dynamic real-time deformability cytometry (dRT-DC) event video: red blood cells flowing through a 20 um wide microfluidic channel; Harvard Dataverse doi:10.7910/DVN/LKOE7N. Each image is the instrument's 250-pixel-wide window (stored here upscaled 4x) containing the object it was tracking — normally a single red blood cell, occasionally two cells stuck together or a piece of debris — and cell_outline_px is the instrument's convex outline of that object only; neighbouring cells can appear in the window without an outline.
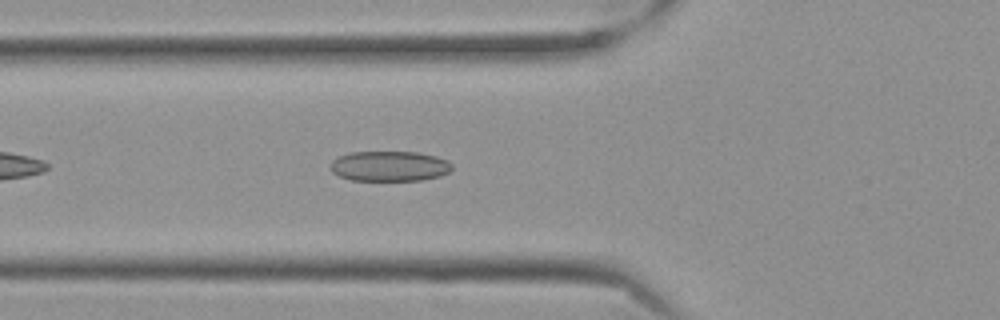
{"species": "Egyptian fruit bat (a non-hibernating species)", "species_latin": "Rousettus aegyptiacus", "temperature_condition": "cold", "stored_images_in_passage": 25, "camera_frame_rate_fps": 3000, "um_per_image_px": 0.085, "frame": {"image": 1, "passage_image": 3, "time_ms": 0.667, "image_size_px": [1000, 320], "cell_outline_px": [[452, 168], [448, 172], [440, 176], [420, 180], [352, 180], [340, 176], [332, 172], [332, 160], [340, 156], [352, 152], [416, 152], [436, 156], [448, 160], [452, 164]], "centroid_in_image_um": [33.14, 14.12], "position_along_channel_um": 92.7, "area_um2": 21.21}}
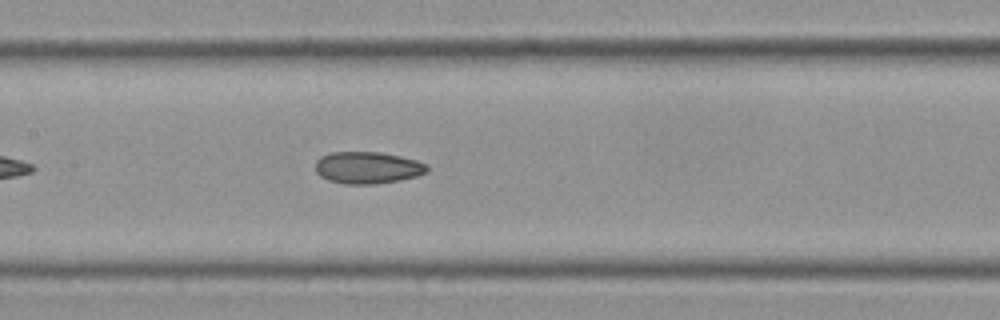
{"frame": {"image": 2, "passage_image": 10, "time_ms": 3.0, "image_size_px": [1000, 320], "cell_outline_px": [[428, 172], [416, 176], [400, 180], [376, 184], [344, 184], [328, 180], [320, 176], [316, 172], [316, 160], [320, 156], [328, 152], [380, 152], [400, 156], [416, 160], [424, 164], [428, 168]], "centroid_in_image_um": [31.21, 14.25], "position_along_channel_um": 176.2, "area_um2": 20.87}}
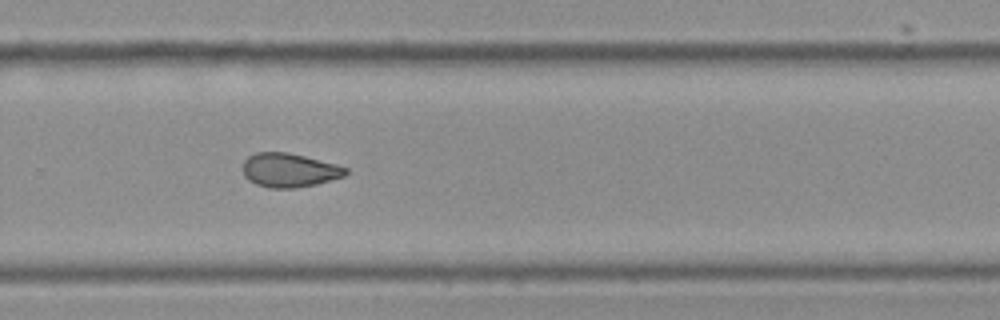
{"frame": {"image": 3, "passage_image": 21, "time_ms": 6.667, "image_size_px": [1000, 320], "cell_outline_px": [[348, 172], [344, 176], [316, 184], [296, 188], [268, 188], [256, 184], [248, 180], [244, 176], [244, 160], [248, 156], [256, 152], [288, 152], [336, 164], [348, 168]], "centroid_in_image_um": [24.58, 14.47], "position_along_channel_um": 305.2, "area_um2": 20.35}}